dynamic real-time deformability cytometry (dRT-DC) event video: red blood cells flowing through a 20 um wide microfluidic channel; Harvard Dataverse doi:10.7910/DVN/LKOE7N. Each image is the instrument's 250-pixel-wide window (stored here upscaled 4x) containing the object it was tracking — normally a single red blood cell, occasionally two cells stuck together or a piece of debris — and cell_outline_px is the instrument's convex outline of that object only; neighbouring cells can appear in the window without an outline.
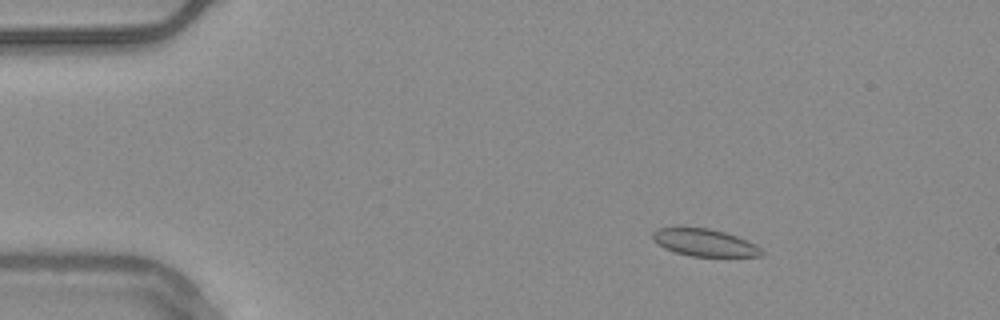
{"species": "common noctule bat (a hibernating species)", "species_latin": "Nyctalus noctula", "temperature_condition": "warm", "stored_images_in_passage": 54, "camera_frame_rate_fps": 3000, "um_per_image_px": 0.085, "animal": {"sex": "male", "body_mass_g": 20.4}, "frame": {"image": 1, "passage_image": 8, "time_ms": 2.333, "image_size_px": [1000, 320], "cell_outline_px": [[764, 252], [760, 256], [688, 256], [664, 248], [652, 240], [652, 232], [656, 228], [708, 228], [724, 232], [736, 236], [756, 244]], "centroid_in_image_um": [59.86, 20.62], "position_along_channel_um": 25.1, "area_um2": 17.17}}
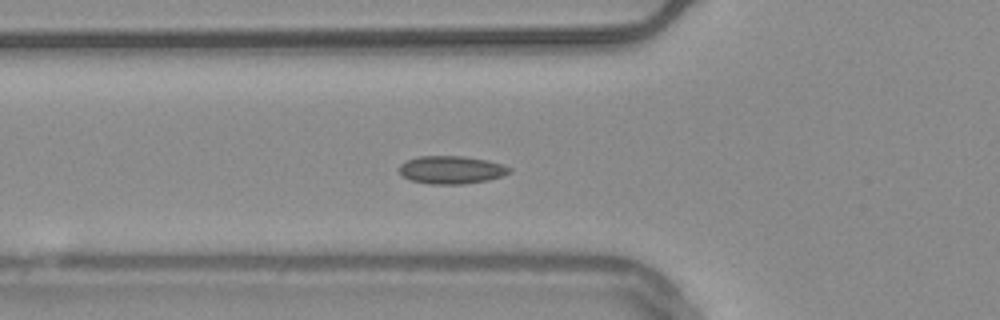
{"frame": {"image": 2, "passage_image": 19, "time_ms": 6.0, "image_size_px": [1000, 320], "cell_outline_px": [[512, 172], [488, 180], [464, 184], [428, 184], [412, 180], [404, 176], [400, 172], [400, 164], [416, 156], [464, 156], [488, 160], [504, 164], [512, 168]], "centroid_in_image_um": [38.41, 14.43], "position_along_channel_um": 87.4, "area_um2": 17.98}}
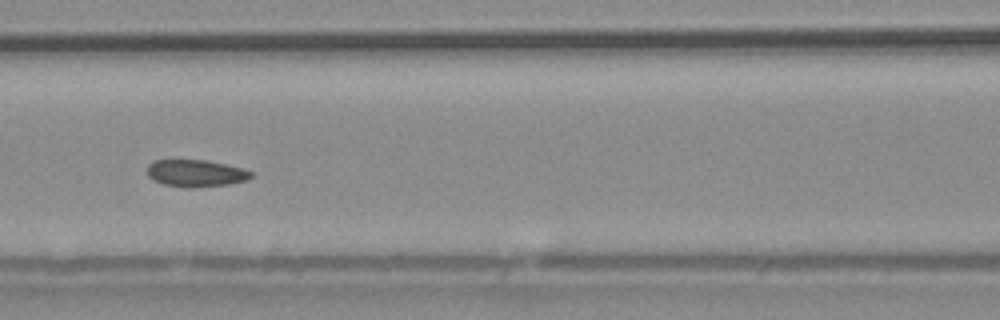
{"frame": {"image": 3, "passage_image": 24, "time_ms": 7.667, "image_size_px": [1000, 320], "cell_outline_px": [[252, 176], [244, 180], [228, 184], [192, 188], [188, 188], [164, 184], [152, 180], [148, 176], [148, 164], [152, 160], [204, 160], [244, 168], [252, 172]], "centroid_in_image_um": [16.6, 14.72], "position_along_channel_um": 150.0, "area_um2": 16.3}, "authors_computed_cell_mechanics": {"area_um2": 17.051, "velocity_mm_per_s": 3.7124, "shape_relaxation_time_tau1_ms": null, "shape_relaxation_time_tau2_ms": 1.4079, "deformation_change_tau1": null, "deformation_change_tau2": 0.0658}}